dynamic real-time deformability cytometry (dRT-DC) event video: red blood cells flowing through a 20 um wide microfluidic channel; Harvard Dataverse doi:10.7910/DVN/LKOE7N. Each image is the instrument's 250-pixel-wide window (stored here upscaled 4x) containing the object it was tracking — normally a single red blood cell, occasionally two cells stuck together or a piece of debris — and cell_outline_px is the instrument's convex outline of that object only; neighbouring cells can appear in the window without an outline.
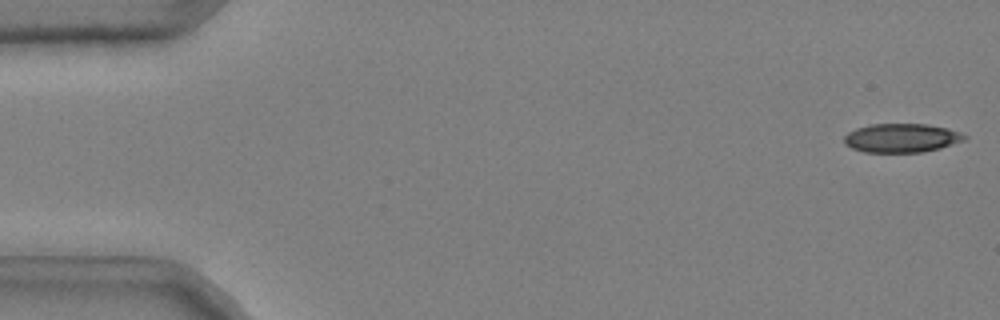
{"species": "common noctule bat (a hibernating species)", "species_latin": "Nyctalus noctula", "temperature_condition": "cold", "stored_images_in_passage": 49, "camera_frame_rate_fps": 3000, "um_per_image_px": 0.085, "animal": {"sex": "male", "body_mass_g": 20.4}, "frame": {"image": 1, "passage_image": 1, "time_ms": 0.0, "image_size_px": [1000, 320], "cell_outline_px": [[968, 136], [964, 140], [940, 148], [920, 152], [864, 152], [852, 148], [844, 144], [844, 136], [848, 132], [856, 128], [872, 124], [928, 124], [948, 128], [960, 132]], "centroid_in_image_um": [76.62, 11.72], "position_along_channel_um": 8.4, "area_um2": 20.23}}
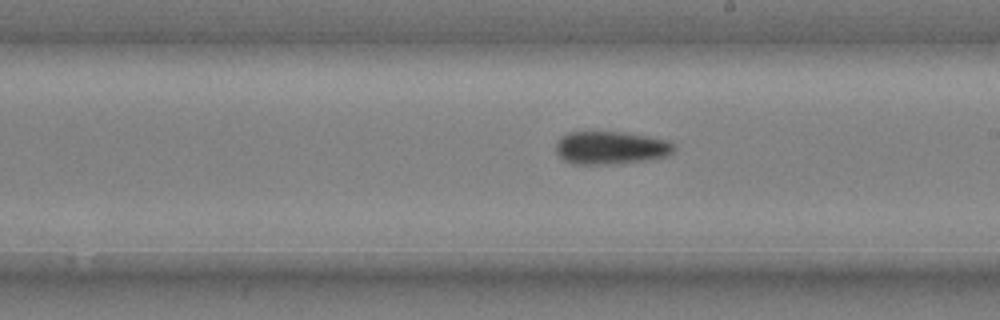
{"frame": {"image": 2, "passage_image": 30, "time_ms": 9.667, "image_size_px": [1000, 320], "cell_outline_px": [[676, 148], [668, 156], [648, 160], [624, 164], [572, 164], [564, 160], [556, 152], [556, 140], [560, 136], [568, 132], [624, 132], [668, 140]], "centroid_in_image_um": [51.9, 12.57], "position_along_channel_um": 237.1, "area_um2": 23.0}}
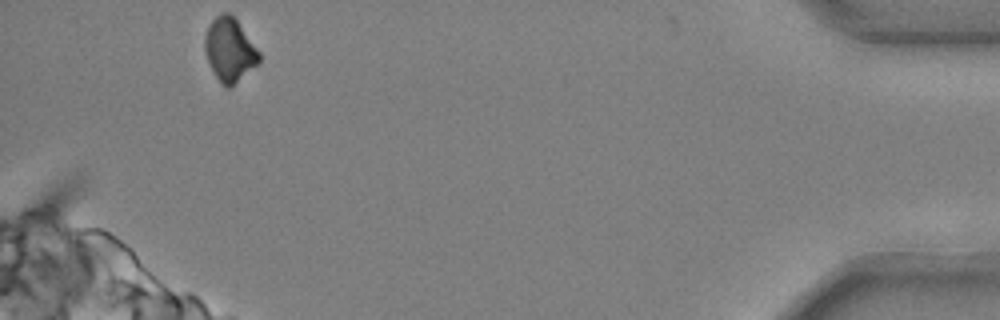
{"frame": {"image": 3, "passage_image": 49, "time_ms": 16.0, "image_size_px": [1000, 320], "cell_outline_px": [[260, 60], [256, 64], [228, 88], [224, 88], [216, 76], [208, 60], [204, 48], [204, 36], [212, 20], [220, 12], [228, 12], [236, 20], [260, 52]], "centroid_in_image_um": [19.49, 4.2], "position_along_channel_um": 415.7, "area_um2": 19.54}, "authors_computed_cell_mechanics": {"area_um2": 22.0796, "velocity_mm_per_s": 3.7147, "shape_relaxation_time_tau1_ms": 5.5211, "shape_relaxation_time_tau2_ms": null, "deformation_change_tau1": 0.1365, "deformation_change_tau2": null}}